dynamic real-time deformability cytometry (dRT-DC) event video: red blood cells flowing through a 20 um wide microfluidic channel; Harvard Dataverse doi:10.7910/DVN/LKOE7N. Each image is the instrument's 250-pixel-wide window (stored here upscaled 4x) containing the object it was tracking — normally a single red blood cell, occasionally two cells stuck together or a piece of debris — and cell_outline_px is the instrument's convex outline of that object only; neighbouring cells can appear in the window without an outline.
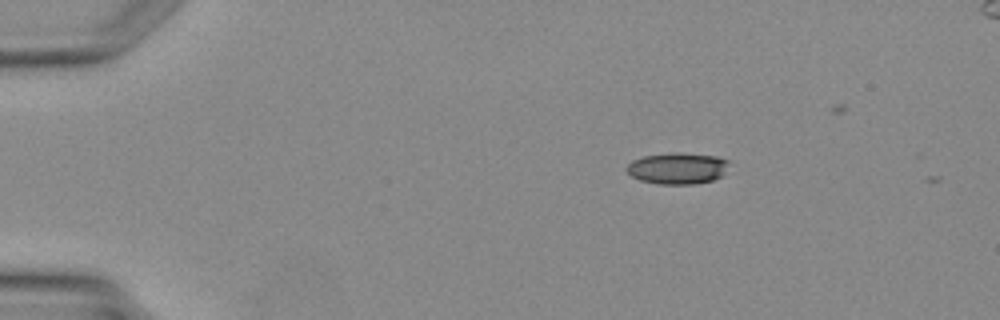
{"species": "Egyptian fruit bat (a non-hibernating species)", "species_latin": "Rousettus aegyptiacus", "temperature_condition": "warm", "stored_images_in_passage": 2, "camera_frame_rate_fps": 3000, "um_per_image_px": 0.085, "animal": {"sex": "female"}, "frame": {"image": 1, "passage_image": 2, "time_ms": 1.333, "image_size_px": [1000, 320], "cell_outline_px": [[728, 164], [724, 172], [720, 176], [712, 180], [696, 184], [660, 184], [640, 180], [632, 176], [624, 168], [632, 160], [644, 156], [676, 152], [716, 156], [728, 160]], "centroid_in_image_um": [57.56, 14.3], "position_along_channel_um": 27.4, "area_um2": 18.61}}